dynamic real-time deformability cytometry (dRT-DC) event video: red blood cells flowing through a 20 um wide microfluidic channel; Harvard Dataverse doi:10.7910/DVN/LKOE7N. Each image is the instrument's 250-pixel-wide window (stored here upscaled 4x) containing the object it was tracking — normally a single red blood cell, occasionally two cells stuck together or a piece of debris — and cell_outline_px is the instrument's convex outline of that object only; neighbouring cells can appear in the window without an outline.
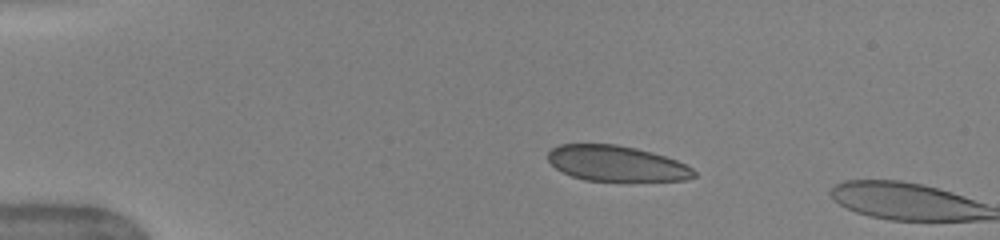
{"species": "human", "species_latin": "Homo sapiens", "temperature_condition": "warm", "stored_images_in_passage": 4, "camera_frame_rate_fps": 3000, "um_per_image_px": 0.085, "donor": {"sex": "female"}, "frame": {"image": 1, "passage_image": 1, "time_ms": 0.0, "image_size_px": [1000, 240], "cell_outline_px": [[696, 176], [684, 180], [584, 180], [572, 176], [556, 168], [548, 160], [548, 152], [552, 148], [560, 144], [616, 144], [636, 148], [652, 152], [676, 160], [692, 168], [696, 172]], "centroid_in_image_um": [52.38, 13.88], "position_along_channel_um": 32.6, "area_um2": 29.88}}